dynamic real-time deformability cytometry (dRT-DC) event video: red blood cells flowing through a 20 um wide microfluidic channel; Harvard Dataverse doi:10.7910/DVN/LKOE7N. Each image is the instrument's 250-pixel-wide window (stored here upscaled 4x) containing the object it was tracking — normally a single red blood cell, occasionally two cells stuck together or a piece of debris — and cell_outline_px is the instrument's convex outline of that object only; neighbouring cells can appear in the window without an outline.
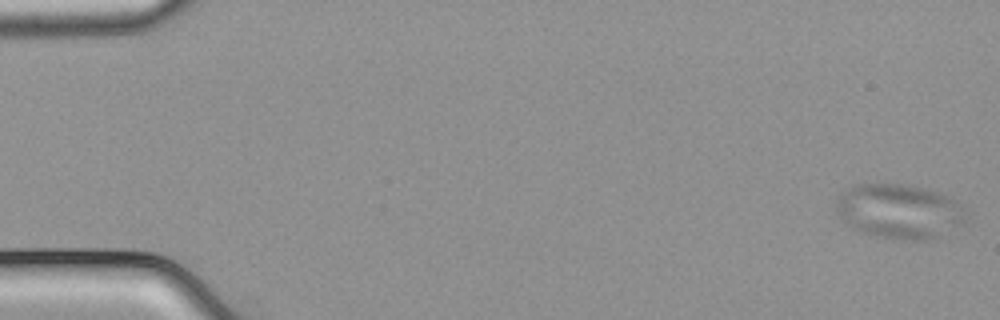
{"species": "common noctule bat (a hibernating species)", "species_latin": "Nyctalus noctula", "temperature_condition": "cold", "stored_images_in_passage": 55, "camera_frame_rate_fps": 3000, "um_per_image_px": 0.085, "animal": {"sex": "male", "body_mass_g": 21.5, "forearm_length_mm": 52.0}, "frame": {"image": 1, "passage_image": 1, "time_ms": 0.0, "image_size_px": [1000, 320], "cell_outline_px": [[968, 220], [936, 236], [924, 240], [908, 240], [880, 236], [860, 232], [844, 220], [836, 212], [836, 200], [840, 196], [856, 184], [876, 180], [924, 188], [944, 196], [968, 216]], "centroid_in_image_um": [76.34, 17.92], "position_along_channel_um": 8.7, "area_um2": 40.4}}
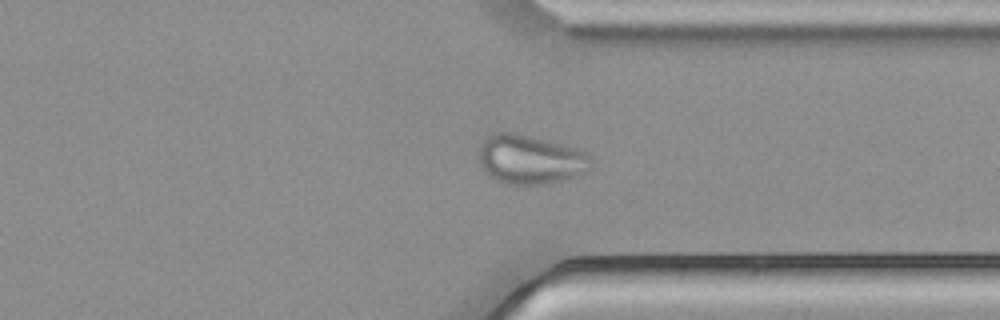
{"frame": {"image": 2, "passage_image": 42, "time_ms": 13.667, "image_size_px": [1000, 320], "cell_outline_px": [[592, 168], [572, 176], [544, 184], [504, 184], [488, 176], [484, 172], [480, 164], [480, 144], [492, 132], [512, 132], [564, 144], [588, 152], [592, 156]], "centroid_in_image_um": [45.06, 13.54], "position_along_channel_um": 366.3, "area_um2": 32.14}}
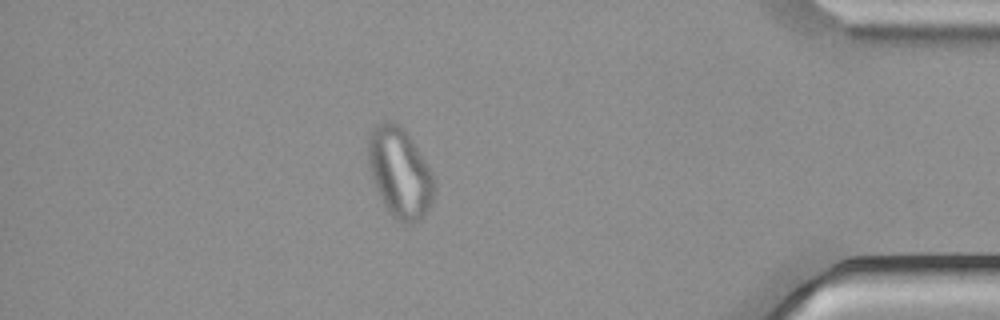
{"frame": {"image": 3, "passage_image": 48, "time_ms": 15.667, "image_size_px": [1000, 320], "cell_outline_px": [[436, 188], [432, 200], [424, 216], [408, 224], [400, 224], [388, 212], [380, 200], [368, 164], [368, 140], [372, 132], [380, 124], [388, 120], [392, 120], [404, 128], [408, 132], [428, 168], [432, 176]], "centroid_in_image_um": [33.97, 14.71], "position_along_channel_um": 401.2, "area_um2": 34.33}}